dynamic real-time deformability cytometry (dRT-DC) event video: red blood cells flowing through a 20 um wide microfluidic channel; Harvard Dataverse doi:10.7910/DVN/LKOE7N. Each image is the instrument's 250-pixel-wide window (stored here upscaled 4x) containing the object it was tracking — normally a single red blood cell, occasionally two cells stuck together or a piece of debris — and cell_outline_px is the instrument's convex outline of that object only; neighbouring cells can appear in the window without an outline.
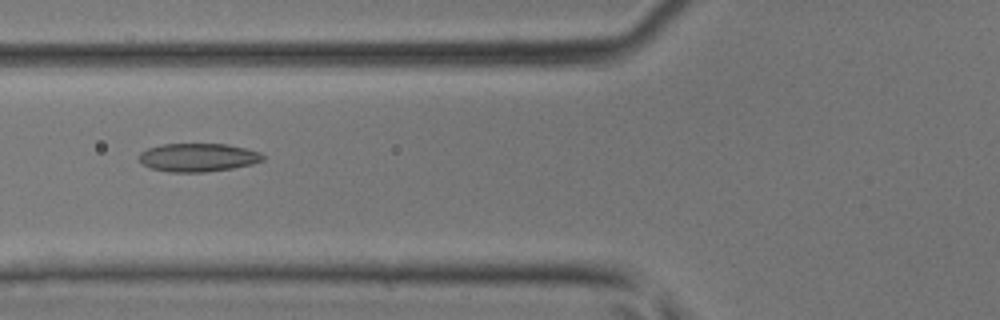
{"species": "common noctule bat (a hibernating species)", "species_latin": "Nyctalus noctula", "temperature_condition": "room temperature", "stored_images_in_passage": 36, "camera_frame_rate_fps": 3000, "um_per_image_px": 0.085, "animal": {"sex": "male", "body_mass_g": 17.9, "forearm_length_mm": 54.2}, "frame": {"image": 1, "passage_image": 9, "time_ms": 2.667, "image_size_px": [1000, 320], "cell_outline_px": [[264, 160], [252, 164], [232, 168], [204, 172], [168, 172], [152, 168], [144, 164], [140, 160], [140, 152], [148, 148], [164, 144], [228, 144], [260, 152], [264, 156]], "centroid_in_image_um": [16.85, 13.38], "position_along_channel_um": 108.9, "area_um2": 20.29}}
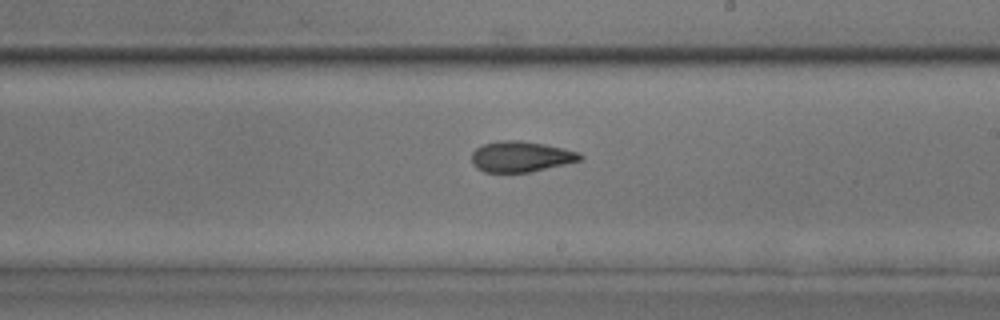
{"frame": {"image": 2, "passage_image": 18, "time_ms": 5.667, "image_size_px": [1000, 320], "cell_outline_px": [[584, 156], [580, 160], [564, 164], [528, 172], [484, 172], [476, 168], [472, 164], [472, 152], [476, 148], [484, 144], [496, 140], [520, 140], [544, 144], [580, 152]], "centroid_in_image_um": [44.24, 13.3], "position_along_channel_um": 244.8, "area_um2": 19.36}}
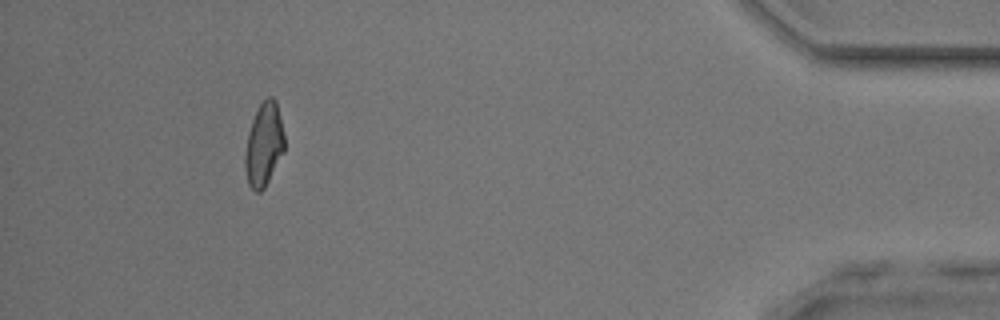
{"frame": {"image": 3, "passage_image": 33, "time_ms": 10.667, "image_size_px": [1000, 320], "cell_outline_px": [[284, 152], [264, 188], [260, 192], [256, 192], [248, 184], [244, 168], [244, 156], [248, 132], [252, 120], [260, 104], [268, 96], [272, 96], [276, 100], [284, 136]], "centroid_in_image_um": [22.42, 12.3], "position_along_channel_um": 412.8, "area_um2": 19.07}}